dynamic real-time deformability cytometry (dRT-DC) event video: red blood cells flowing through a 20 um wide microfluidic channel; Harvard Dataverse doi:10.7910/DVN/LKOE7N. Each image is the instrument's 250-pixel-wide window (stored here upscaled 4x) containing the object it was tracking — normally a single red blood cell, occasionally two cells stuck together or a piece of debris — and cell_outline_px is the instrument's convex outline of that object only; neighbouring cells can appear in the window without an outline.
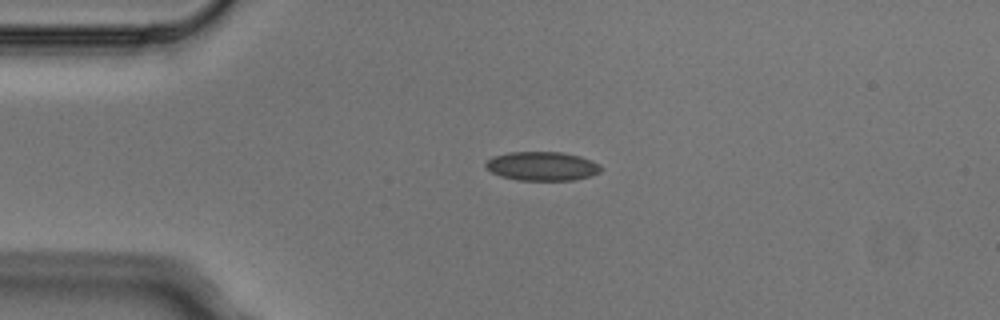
{"species": "Egyptian fruit bat (a non-hibernating species)", "species_latin": "Rousettus aegyptiacus", "temperature_condition": "cold", "stored_images_in_passage": 7, "camera_frame_rate_fps": 3000, "um_per_image_px": 0.085, "animal": {"sex": "male"}, "frame": {"image": 1, "passage_image": 1, "time_ms": 0.0, "image_size_px": [1000, 320], "cell_outline_px": [[604, 168], [600, 172], [588, 176], [572, 180], [516, 180], [500, 176], [492, 172], [484, 164], [492, 156], [508, 152], [560, 152], [580, 156], [592, 160], [600, 164]], "centroid_in_image_um": [46.09, 14.12], "position_along_channel_um": 38.9, "area_um2": 19.48}}
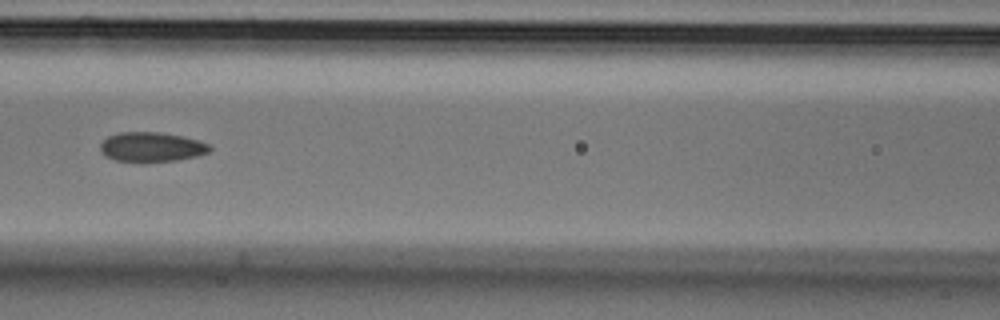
{"frame": {"image": 2, "passage_image": 4, "time_ms": 1.0, "image_size_px": [1000, 320], "cell_outline_px": [[212, 148], [208, 152], [196, 156], [176, 160], [144, 164], [116, 160], [104, 156], [100, 152], [100, 144], [108, 136], [120, 132], [160, 132], [184, 136], [200, 140], [208, 144]], "centroid_in_image_um": [12.86, 12.51], "position_along_channel_um": 153.7, "area_um2": 19.42}}
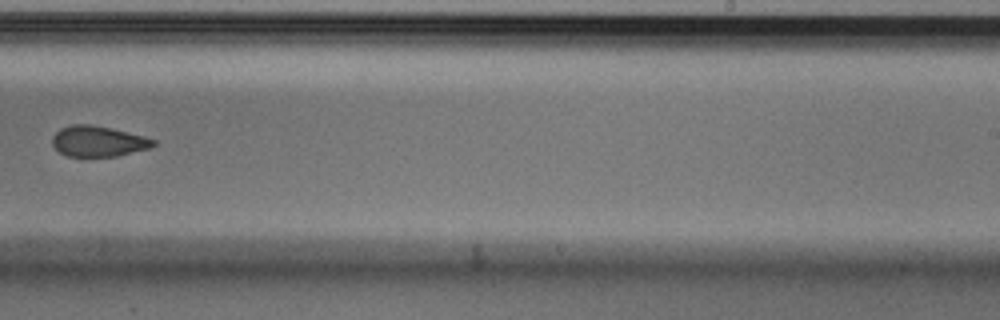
{"frame": {"image": 3, "passage_image": 7, "time_ms": 2.0, "image_size_px": [1000, 320], "cell_outline_px": [[156, 144], [148, 148], [116, 156], [84, 160], [68, 156], [60, 152], [52, 144], [52, 136], [60, 128], [72, 124], [88, 124], [112, 128], [144, 136], [156, 140]], "centroid_in_image_um": [8.3, 12.05], "position_along_channel_um": 280.7, "area_um2": 18.61}}